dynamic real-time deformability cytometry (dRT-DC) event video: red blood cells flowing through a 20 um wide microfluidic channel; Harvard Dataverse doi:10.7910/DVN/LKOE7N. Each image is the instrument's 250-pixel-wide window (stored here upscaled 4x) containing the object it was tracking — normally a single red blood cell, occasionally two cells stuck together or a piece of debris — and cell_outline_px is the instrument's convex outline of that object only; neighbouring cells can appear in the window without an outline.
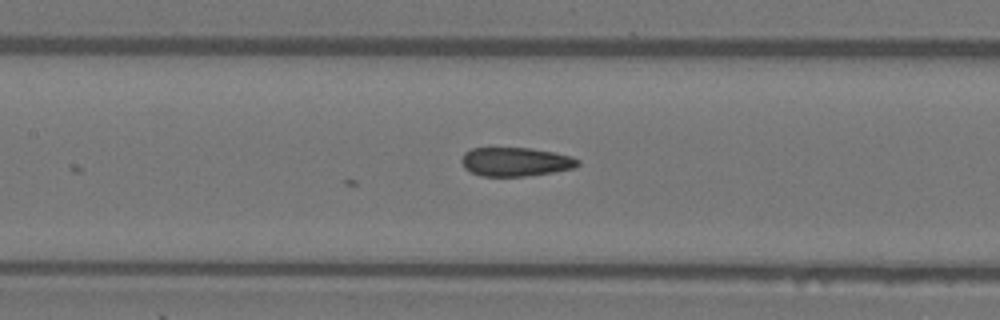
{"species": "Egyptian fruit bat (a non-hibernating species)", "species_latin": "Rousettus aegyptiacus", "temperature_condition": "warm", "stored_images_in_passage": 24, "camera_frame_rate_fps": 3000, "um_per_image_px": 0.085, "animal": {"sex": "female"}, "frame": {"image": 1, "passage_image": 24, "time_ms": 7.667, "image_size_px": [1000, 320], "cell_outline_px": [[580, 164], [576, 168], [552, 172], [524, 176], [480, 176], [464, 168], [460, 160], [464, 152], [472, 148], [532, 148], [572, 156], [580, 160]], "centroid_in_image_um": [43.82, 13.75], "position_along_channel_um": 163.6, "area_um2": 19.65}}